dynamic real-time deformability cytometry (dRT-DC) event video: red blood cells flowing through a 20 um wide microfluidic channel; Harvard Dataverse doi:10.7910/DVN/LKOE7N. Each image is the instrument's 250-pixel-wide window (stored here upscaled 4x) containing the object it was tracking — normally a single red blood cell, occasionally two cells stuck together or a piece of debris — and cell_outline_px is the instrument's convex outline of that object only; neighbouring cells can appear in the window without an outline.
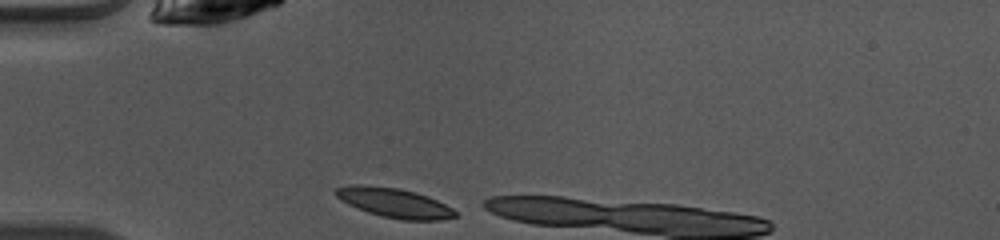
{"species": "common noctule bat (a hibernating species)", "species_latin": "Nyctalus noctula", "temperature_condition": "warm", "stored_images_in_passage": 4, "camera_frame_rate_fps": 3000, "um_per_image_px": 0.085, "animal": {"sex": "female", "body_mass_g": 10.0, "forearm_length_mm": 53.1}, "frame": {"image": 1, "passage_image": 1, "time_ms": 0.0, "image_size_px": [1000, 240], "cell_outline_px": [[456, 216], [440, 220], [400, 220], [380, 216], [368, 212], [348, 204], [340, 200], [332, 192], [336, 188], [352, 184], [360, 184], [396, 188], [416, 192], [428, 196], [452, 208], [456, 212]], "centroid_in_image_um": [33.47, 17.23], "position_along_channel_um": 51.5, "area_um2": 20.52}}